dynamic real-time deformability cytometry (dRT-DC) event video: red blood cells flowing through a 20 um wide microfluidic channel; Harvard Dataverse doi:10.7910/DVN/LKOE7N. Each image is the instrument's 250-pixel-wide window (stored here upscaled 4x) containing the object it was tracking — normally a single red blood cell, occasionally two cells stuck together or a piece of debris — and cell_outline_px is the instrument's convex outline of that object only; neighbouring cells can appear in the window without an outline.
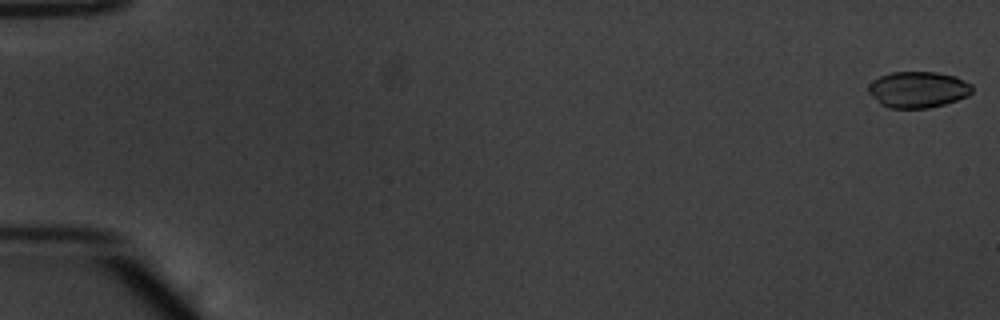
{"species": "common noctule bat (a hibernating species)", "species_latin": "Nyctalus noctula", "temperature_condition": "warm", "stored_images_in_passage": 54, "camera_frame_rate_fps": 3000, "um_per_image_px": 0.085, "animal": {"sex": "male", "body_mass_g": 20.1, "forearm_length_mm": 53.5}, "frame": {"image": 1, "passage_image": 1, "time_ms": 0.0, "image_size_px": [1000, 320], "cell_outline_px": [[972, 92], [968, 96], [944, 104], [928, 108], [888, 108], [880, 104], [868, 92], [868, 84], [872, 80], [880, 76], [892, 72], [936, 72], [956, 76], [972, 84]], "centroid_in_image_um": [78.02, 7.61], "position_along_channel_um": 7.0, "area_um2": 22.02}}
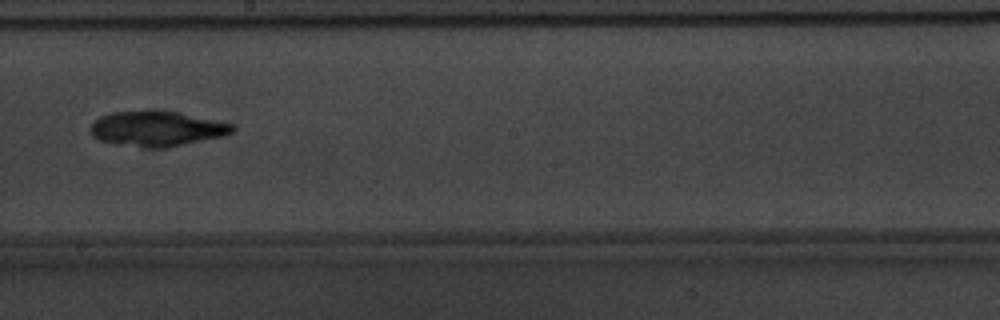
{"frame": {"image": 2, "passage_image": 32, "time_ms": 10.333, "image_size_px": [1000, 320], "cell_outline_px": [[236, 132], [224, 136], [164, 148], [148, 148], [116, 144], [100, 140], [92, 136], [88, 128], [100, 116], [108, 112], [148, 108], [164, 108], [236, 124]], "centroid_in_image_um": [13.36, 10.88], "position_along_channel_um": 234.8, "area_um2": 30.46}}
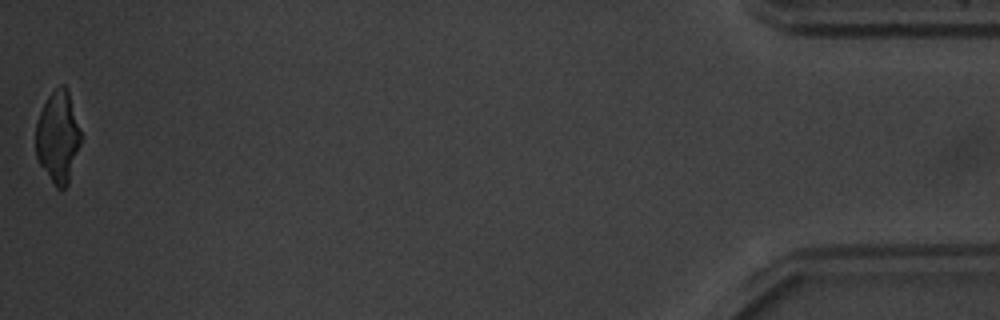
{"frame": {"image": 3, "passage_image": 54, "time_ms": 17.667, "image_size_px": [1000, 320], "cell_outline_px": [[80, 144], [68, 184], [64, 188], [56, 188], [40, 164], [36, 156], [36, 124], [40, 112], [48, 96], [60, 84], [64, 84], [68, 88], [80, 132]], "centroid_in_image_um": [4.92, 11.63], "position_along_channel_um": 430.3, "area_um2": 23.76}, "authors_computed_cell_mechanics": {"area_um2": 26.9637, "velocity_mm_per_s": 3.8529, "shape_relaxation_time_tau1_ms": 3.4892, "shape_relaxation_time_tau2_ms": 3.1031, "deformation_change_tau1": 0.1555, "deformation_change_tau2": 0.0662}}